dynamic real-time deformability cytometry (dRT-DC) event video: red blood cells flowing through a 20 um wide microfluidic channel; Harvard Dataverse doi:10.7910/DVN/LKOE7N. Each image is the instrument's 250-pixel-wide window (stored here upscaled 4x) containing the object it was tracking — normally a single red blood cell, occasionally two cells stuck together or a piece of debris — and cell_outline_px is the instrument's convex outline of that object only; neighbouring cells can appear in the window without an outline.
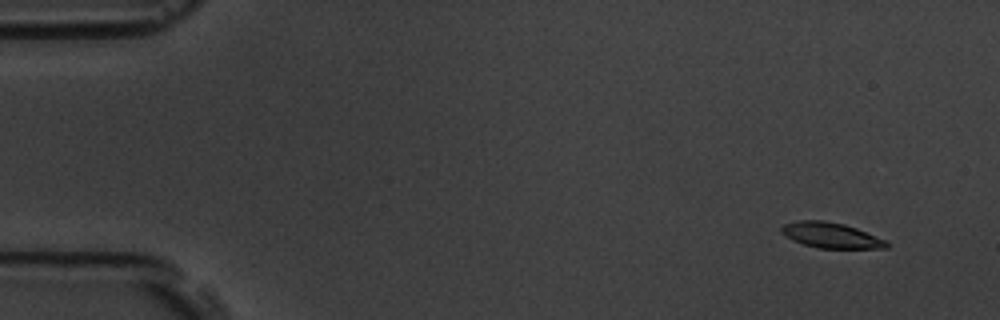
{"species": "common noctule bat (a hibernating species)", "species_latin": "Nyctalus noctula", "temperature_condition": "room temperature", "stored_images_in_passage": 17, "camera_frame_rate_fps": 3000, "um_per_image_px": 0.085, "animal": {"sex": "male", "body_mass_g": 19.5, "forearm_length_mm": 54.6}, "frame": {"image": 1, "passage_image": 2, "time_ms": 1.0, "image_size_px": [1000, 320], "cell_outline_px": [[888, 248], [820, 248], [804, 244], [792, 240], [784, 236], [780, 232], [780, 228], [784, 224], [796, 220], [824, 220], [844, 224], [856, 228], [888, 240]], "centroid_in_image_um": [70.62, 19.99], "position_along_channel_um": 14.4, "area_um2": 15.72}}
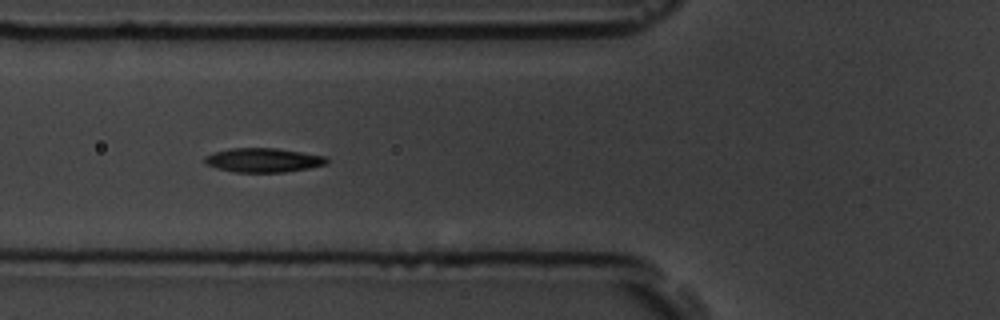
{"frame": {"image": 2, "passage_image": 7, "time_ms": 6.667, "image_size_px": [1000, 320], "cell_outline_px": [[328, 160], [324, 164], [308, 168], [284, 172], [232, 172], [216, 168], [204, 164], [204, 156], [212, 152], [232, 148], [276, 148], [324, 156]], "centroid_in_image_um": [22.28, 13.61], "position_along_channel_um": 103.5, "area_um2": 17.11}}
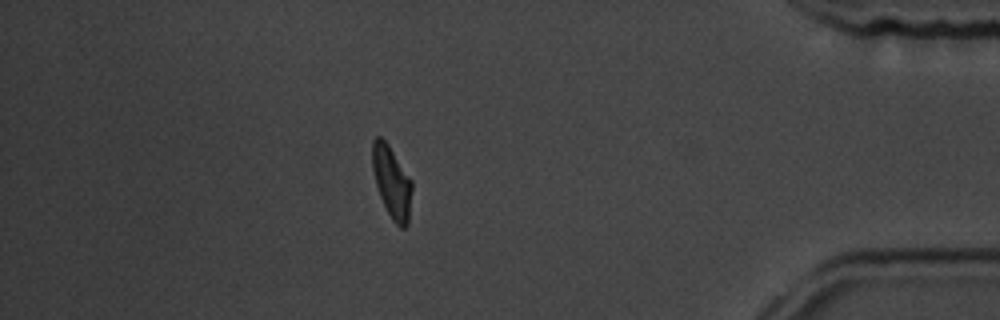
{"frame": {"image": 3, "passage_image": 15, "time_ms": 16.0, "image_size_px": [1000, 320], "cell_outline_px": [[412, 188], [408, 224], [404, 228], [400, 228], [392, 220], [380, 196], [376, 184], [372, 168], [372, 140], [376, 136], [380, 136], [388, 144], [412, 180]], "centroid_in_image_um": [33.3, 15.47], "position_along_channel_um": 401.9, "area_um2": 16.53}, "authors_computed_cell_mechanics": {"area_um2": 16.5308, "velocity_mm_per_s": 3.645, "shape_relaxation_time_tau1_ms": 4.0043, "shape_relaxation_time_tau2_ms": 2.6495, "deformation_change_tau1": 0.1305, "deformation_change_tau2": 0.0674}}